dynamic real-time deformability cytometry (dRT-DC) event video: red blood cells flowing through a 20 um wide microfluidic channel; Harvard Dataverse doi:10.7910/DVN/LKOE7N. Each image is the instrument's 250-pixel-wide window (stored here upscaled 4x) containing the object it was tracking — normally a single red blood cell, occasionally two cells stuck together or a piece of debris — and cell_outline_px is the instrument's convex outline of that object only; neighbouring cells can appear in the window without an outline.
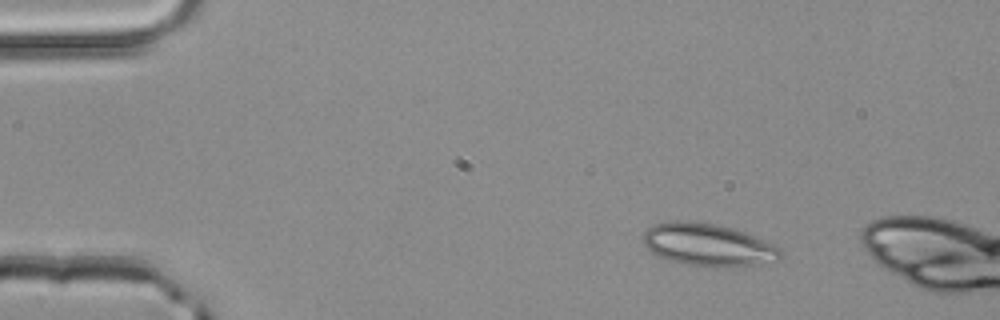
{"species": "common noctule bat (a hibernating species)", "species_latin": "Nyctalus noctula", "temperature_condition": "room temperature", "stored_images_in_passage": 3, "camera_frame_rate_fps": 3000, "um_per_image_px": 0.085, "animal": {"sex": "male", "body_mass_g": 20.4}, "frame": {"image": 1, "passage_image": 1, "time_ms": 0.0, "image_size_px": [1000, 320], "cell_outline_px": [[784, 252], [780, 260], [756, 264], [684, 264], [660, 256], [652, 252], [640, 240], [644, 232], [652, 224], [672, 220], [680, 220], [716, 224], [732, 228], [744, 232], [772, 244]], "centroid_in_image_um": [60.12, 20.75], "position_along_channel_um": 24.9, "area_um2": 33.0}}